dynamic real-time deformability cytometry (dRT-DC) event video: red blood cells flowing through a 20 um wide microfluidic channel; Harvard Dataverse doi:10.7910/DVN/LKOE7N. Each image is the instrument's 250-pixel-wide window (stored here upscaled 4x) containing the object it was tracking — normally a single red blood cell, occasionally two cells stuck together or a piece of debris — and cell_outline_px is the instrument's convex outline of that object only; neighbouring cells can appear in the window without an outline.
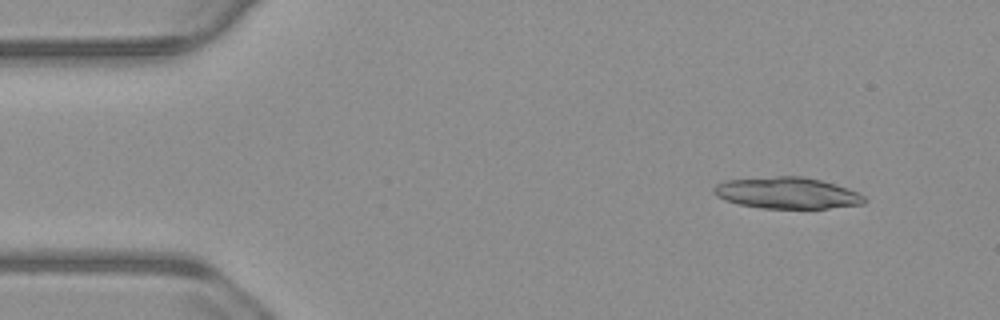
{"species": "common noctule bat (a hibernating species)", "species_latin": "Nyctalus noctula", "temperature_condition": "warm", "stored_images_in_passage": 16, "camera_frame_rate_fps": 3000, "um_per_image_px": 0.085, "animal": {"sex": "male", "body_mass_g": 23.1, "forearm_length_mm": 52.7}, "frame": {"image": 1, "passage_image": 5, "time_ms": 1.333, "image_size_px": [1000, 320], "cell_outline_px": [[868, 200], [864, 204], [828, 208], [760, 208], [740, 204], [724, 200], [716, 196], [712, 192], [712, 188], [716, 184], [724, 180], [776, 176], [804, 176], [836, 184], [848, 188], [864, 196]], "centroid_in_image_um": [66.88, 16.4], "position_along_channel_um": 18.1, "area_um2": 27.74}}